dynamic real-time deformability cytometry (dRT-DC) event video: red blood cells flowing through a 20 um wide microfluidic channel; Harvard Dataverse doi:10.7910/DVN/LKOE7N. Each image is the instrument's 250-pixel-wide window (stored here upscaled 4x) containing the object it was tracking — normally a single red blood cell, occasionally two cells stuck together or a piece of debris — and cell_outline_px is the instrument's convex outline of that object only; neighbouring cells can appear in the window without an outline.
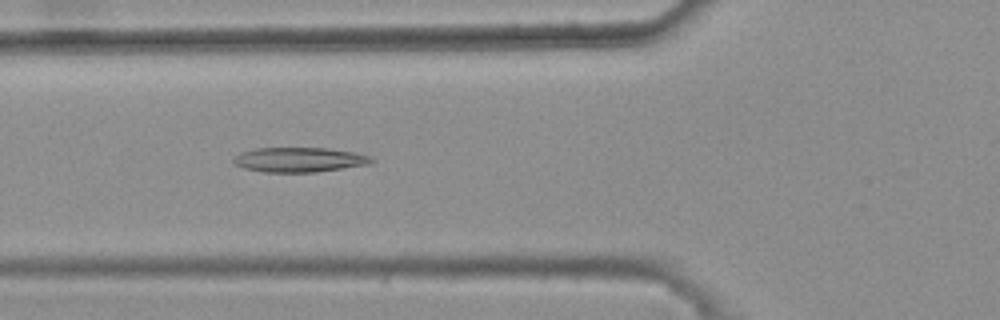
{"species": "common noctule bat (a hibernating species)", "species_latin": "Nyctalus noctula", "temperature_condition": "warm", "stored_images_in_passage": 44, "camera_frame_rate_fps": 3000, "um_per_image_px": 0.085, "animal": {"sex": "female", "body_mass_g": 25.1}, "frame": {"image": 1, "passage_image": 17, "time_ms": 5.333, "image_size_px": [1000, 320], "cell_outline_px": [[376, 160], [368, 164], [316, 172], [264, 172], [244, 168], [236, 164], [232, 160], [232, 156], [240, 152], [256, 148], [328, 148], [352, 152], [368, 156]], "centroid_in_image_um": [25.38, 13.57], "position_along_channel_um": 100.4, "area_um2": 19.77}}
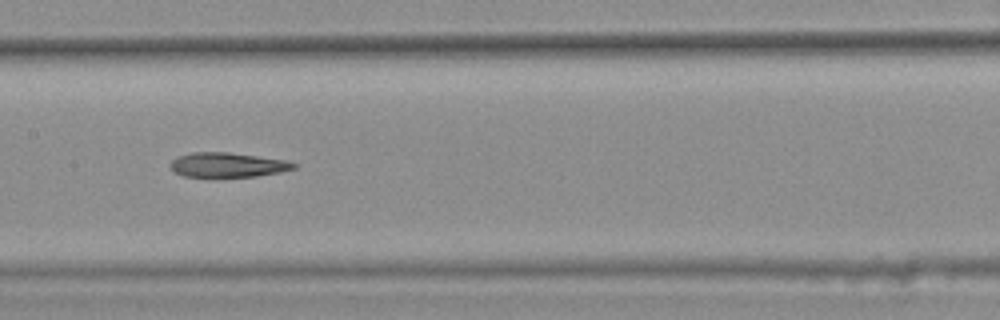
{"frame": {"image": 2, "passage_image": 24, "time_ms": 7.667, "image_size_px": [1000, 320], "cell_outline_px": [[300, 164], [296, 168], [280, 172], [256, 176], [184, 176], [176, 172], [168, 164], [176, 156], [192, 152], [228, 152], [288, 160]], "centroid_in_image_um": [19.39, 14.0], "position_along_channel_um": 188.0, "area_um2": 17.69}}
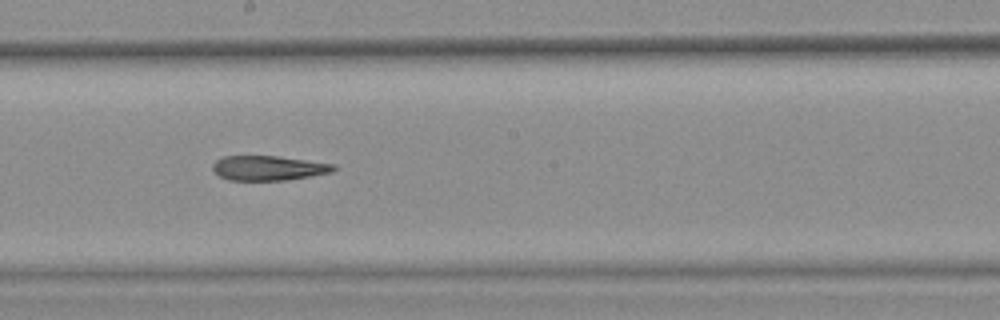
{"frame": {"image": 3, "passage_image": 27, "time_ms": 8.667, "image_size_px": [1000, 320], "cell_outline_px": [[336, 168], [332, 172], [312, 176], [284, 180], [228, 180], [220, 176], [212, 168], [212, 164], [216, 160], [224, 156], [276, 156], [336, 164]], "centroid_in_image_um": [22.83, 14.28], "position_along_channel_um": 225.4, "area_um2": 17.34}}